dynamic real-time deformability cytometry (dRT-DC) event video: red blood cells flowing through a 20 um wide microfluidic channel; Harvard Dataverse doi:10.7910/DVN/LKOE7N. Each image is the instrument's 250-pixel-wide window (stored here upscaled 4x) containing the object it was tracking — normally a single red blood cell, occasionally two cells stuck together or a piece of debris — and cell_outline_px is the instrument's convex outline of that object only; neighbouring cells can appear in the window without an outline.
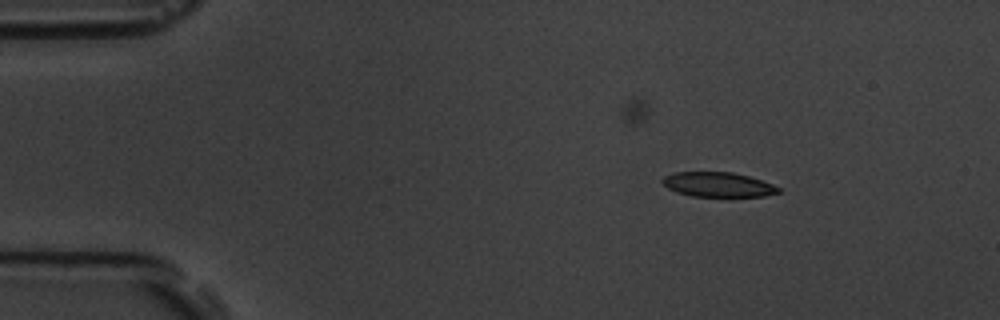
{"species": "common noctule bat (a hibernating species)", "species_latin": "Nyctalus noctula", "temperature_condition": "room temperature", "stored_images_in_passage": 4, "camera_frame_rate_fps": 3000, "um_per_image_px": 0.085, "animal": {"sex": "male", "body_mass_g": 19.5, "forearm_length_mm": 54.6}, "frame": {"image": 1, "passage_image": 1, "time_ms": 0.0, "image_size_px": [1000, 320], "cell_outline_px": [[780, 192], [764, 196], [728, 200], [692, 196], [676, 192], [668, 188], [660, 180], [664, 176], [676, 172], [732, 172], [748, 176], [772, 184], [780, 188]], "centroid_in_image_um": [61.06, 15.75], "position_along_channel_um": 23.9, "area_um2": 17.57}}